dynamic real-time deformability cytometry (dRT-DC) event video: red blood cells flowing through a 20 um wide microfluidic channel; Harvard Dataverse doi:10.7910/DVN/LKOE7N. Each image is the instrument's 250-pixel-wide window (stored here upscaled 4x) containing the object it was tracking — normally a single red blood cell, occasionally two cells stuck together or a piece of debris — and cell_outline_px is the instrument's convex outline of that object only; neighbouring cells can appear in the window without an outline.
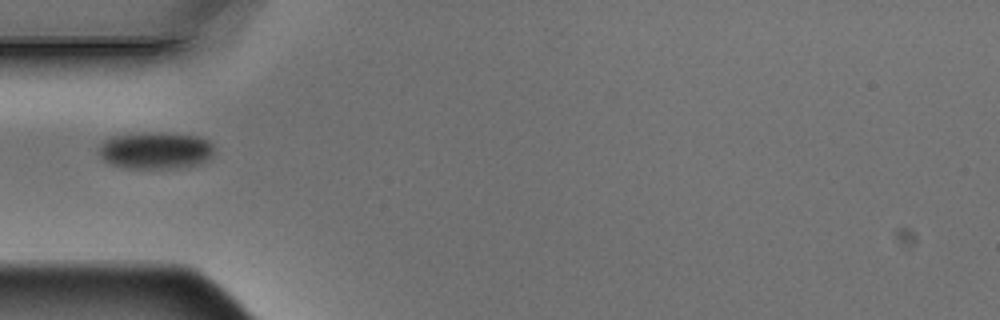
{"species": "Egyptian fruit bat (a non-hibernating species)", "species_latin": "Rousettus aegyptiacus", "temperature_condition": "warm", "stored_images_in_passage": 7, "camera_frame_rate_fps": 3000, "um_per_image_px": 0.085, "animal": {"sex": "male"}, "frame": {"image": 1, "passage_image": 1, "time_ms": 0.0, "image_size_px": [1000, 320], "cell_outline_px": [[212, 156], [208, 160], [200, 164], [176, 168], [128, 168], [112, 164], [104, 160], [96, 152], [100, 144], [104, 140], [112, 136], [148, 132], [168, 132], [200, 136], [208, 140], [212, 144]], "centroid_in_image_um": [13.22, 12.77], "position_along_channel_um": 71.8, "area_um2": 25.2}}
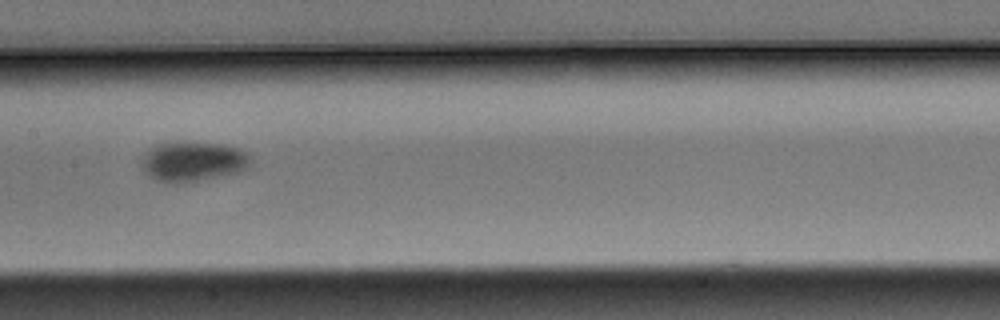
{"frame": {"image": 2, "passage_image": 4, "time_ms": 1.0, "image_size_px": [1000, 320], "cell_outline_px": [[252, 160], [244, 168], [236, 172], [184, 184], [172, 184], [156, 180], [148, 176], [144, 172], [140, 164], [148, 148], [156, 144], [176, 140], [224, 144], [240, 148]], "centroid_in_image_um": [16.31, 13.71], "position_along_channel_um": 191.1, "area_um2": 25.89}}
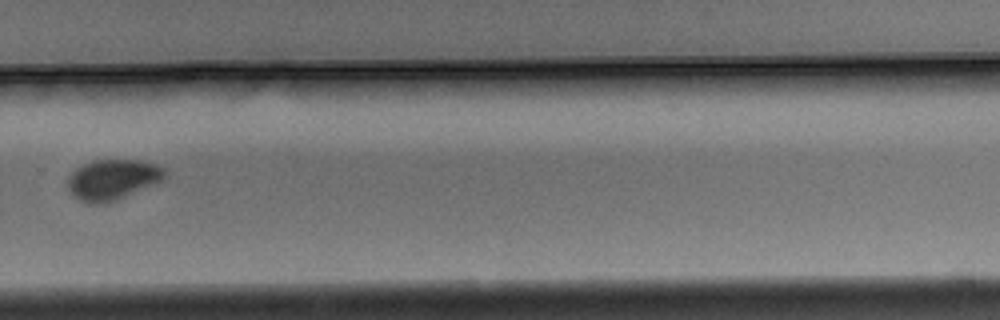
{"frame": {"image": 3, "passage_image": 7, "time_ms": 2.0, "image_size_px": [1000, 320], "cell_outline_px": [[164, 176], [160, 180], [152, 184], [104, 204], [88, 204], [72, 196], [68, 188], [68, 176], [76, 168], [92, 160], [140, 160], [156, 164], [164, 168]], "centroid_in_image_um": [9.49, 15.25], "position_along_channel_um": 320.3, "area_um2": 22.48}}